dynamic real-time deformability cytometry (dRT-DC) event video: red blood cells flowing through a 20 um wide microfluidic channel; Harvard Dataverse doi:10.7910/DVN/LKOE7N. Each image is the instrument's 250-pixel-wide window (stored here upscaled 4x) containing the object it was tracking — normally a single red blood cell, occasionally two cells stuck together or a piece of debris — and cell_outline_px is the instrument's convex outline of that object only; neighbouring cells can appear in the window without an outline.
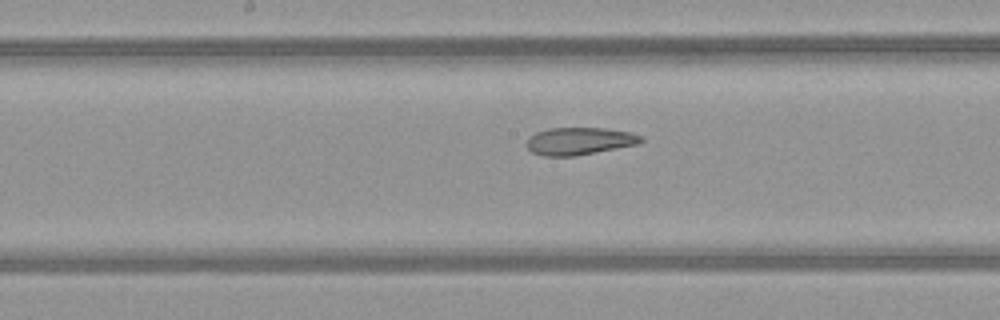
{"species": "common noctule bat (a hibernating species)", "species_latin": "Nyctalus noctula", "temperature_condition": "warm", "stored_images_in_passage": 34, "camera_frame_rate_fps": 3000, "um_per_image_px": 0.085, "animal": {"sex": "female", "body_mass_g": 21.9}, "frame": {"image": 1, "passage_image": 20, "time_ms": 6.333, "image_size_px": [1000, 320], "cell_outline_px": [[644, 140], [640, 144], [576, 156], [544, 156], [532, 152], [524, 144], [528, 136], [536, 132], [548, 128], [604, 128], [632, 132], [644, 136]], "centroid_in_image_um": [49.26, 11.99], "position_along_channel_um": 198.9, "area_um2": 18.67}}
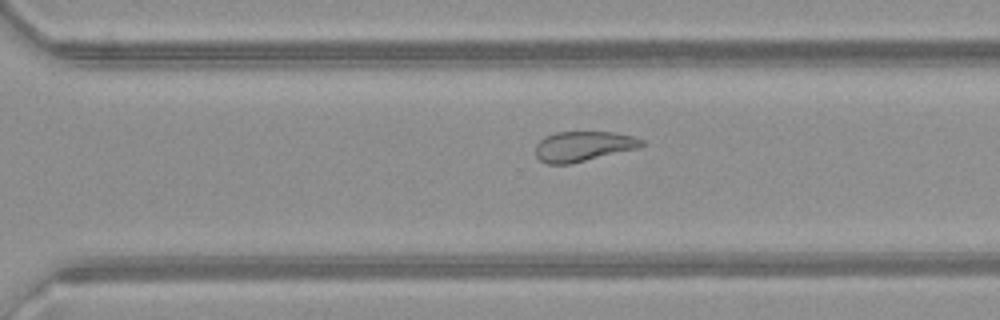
{"frame": {"image": 2, "passage_image": 29, "time_ms": 9.333, "image_size_px": [1000, 320], "cell_outline_px": [[644, 144], [640, 148], [572, 164], [548, 164], [540, 160], [536, 156], [536, 144], [544, 136], [556, 132], [616, 132], [632, 136], [644, 140]], "centroid_in_image_um": [49.59, 12.44], "position_along_channel_um": 321.0, "area_um2": 18.84}}